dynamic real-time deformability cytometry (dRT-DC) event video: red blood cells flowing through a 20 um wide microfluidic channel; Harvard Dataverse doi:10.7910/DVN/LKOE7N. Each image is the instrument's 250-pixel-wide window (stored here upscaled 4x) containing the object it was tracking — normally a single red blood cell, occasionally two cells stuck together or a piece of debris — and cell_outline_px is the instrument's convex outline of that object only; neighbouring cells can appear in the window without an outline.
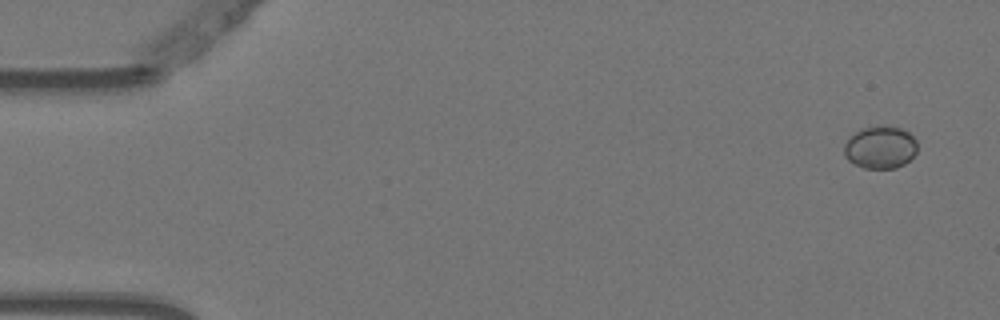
{"species": "Egyptian fruit bat (a non-hibernating species)", "species_latin": "Rousettus aegyptiacus", "temperature_condition": "warm", "stored_images_in_passage": 4, "camera_frame_rate_fps": 3000, "um_per_image_px": 0.085, "animal": {"sex": "female"}, "frame": {"image": 1, "passage_image": 1, "time_ms": 0.0, "image_size_px": [1000, 320], "cell_outline_px": [[916, 152], [904, 164], [896, 168], [864, 168], [848, 160], [844, 156], [844, 144], [860, 128], [884, 124], [900, 128], [908, 132], [916, 140]], "centroid_in_image_um": [74.82, 12.5], "position_along_channel_um": 10.2, "area_um2": 18.15}}
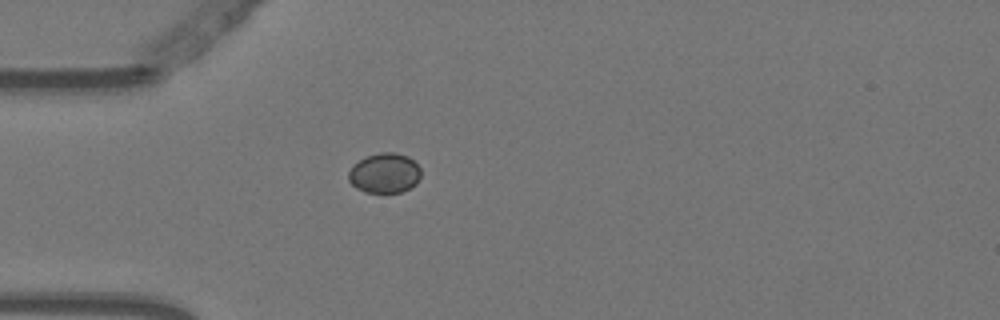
{"frame": {"image": 2, "passage_image": 4, "time_ms": 1.0, "image_size_px": [1000, 320], "cell_outline_px": [[420, 176], [416, 184], [400, 192], [364, 192], [356, 188], [348, 180], [348, 172], [352, 164], [368, 156], [380, 152], [396, 152], [408, 156], [420, 168]], "centroid_in_image_um": [32.66, 14.7], "position_along_channel_um": 52.3, "area_um2": 16.82}}